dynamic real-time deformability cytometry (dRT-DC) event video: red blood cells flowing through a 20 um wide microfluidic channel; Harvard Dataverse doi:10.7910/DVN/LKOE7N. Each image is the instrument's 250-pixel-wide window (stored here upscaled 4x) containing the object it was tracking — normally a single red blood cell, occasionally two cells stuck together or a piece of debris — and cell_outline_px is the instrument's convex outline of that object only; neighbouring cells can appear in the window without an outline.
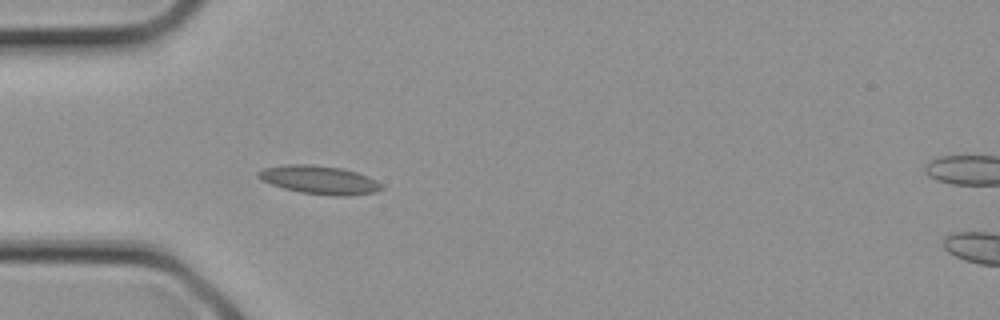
{"species": "common noctule bat (a hibernating species)", "species_latin": "Nyctalus noctula", "temperature_condition": "cold", "stored_images_in_passage": 9, "camera_frame_rate_fps": 3000, "um_per_image_px": 0.085, "animal": {"sex": "female", "body_mass_g": 21.9}, "frame": {"image": 1, "passage_image": 2, "time_ms": 0.333, "image_size_px": [1000, 320], "cell_outline_px": [[384, 188], [376, 192], [344, 196], [336, 196], [300, 192], [284, 188], [260, 180], [256, 176], [256, 172], [264, 168], [288, 164], [312, 164], [344, 168], [368, 176], [376, 180]], "centroid_in_image_um": [27.13, 15.28], "position_along_channel_um": 57.9, "area_um2": 20.46}}
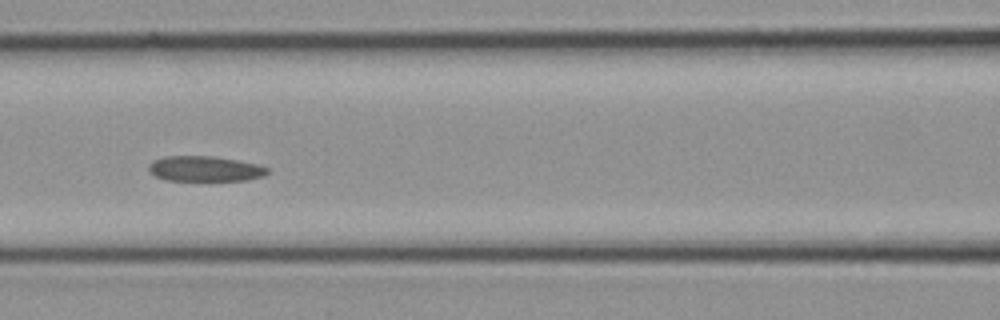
{"frame": {"image": 2, "passage_image": 6, "time_ms": 1.667, "image_size_px": [1000, 320], "cell_outline_px": [[268, 172], [264, 176], [244, 180], [164, 180], [156, 176], [148, 168], [148, 164], [164, 156], [212, 156], [236, 160], [256, 164], [268, 168]], "centroid_in_image_um": [17.41, 14.34], "position_along_channel_um": 149.2, "area_um2": 17.22}}
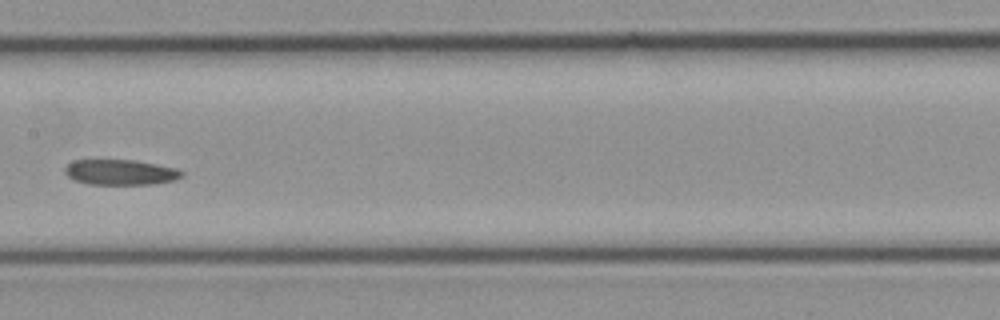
{"frame": {"image": 3, "passage_image": 8, "time_ms": 2.333, "image_size_px": [1000, 320], "cell_outline_px": [[184, 176], [176, 180], [152, 184], [88, 184], [76, 180], [68, 176], [64, 172], [64, 168], [72, 160], [136, 160], [176, 168], [184, 172]], "centroid_in_image_um": [10.26, 14.64], "position_along_channel_um": 197.1, "area_um2": 17.34}}